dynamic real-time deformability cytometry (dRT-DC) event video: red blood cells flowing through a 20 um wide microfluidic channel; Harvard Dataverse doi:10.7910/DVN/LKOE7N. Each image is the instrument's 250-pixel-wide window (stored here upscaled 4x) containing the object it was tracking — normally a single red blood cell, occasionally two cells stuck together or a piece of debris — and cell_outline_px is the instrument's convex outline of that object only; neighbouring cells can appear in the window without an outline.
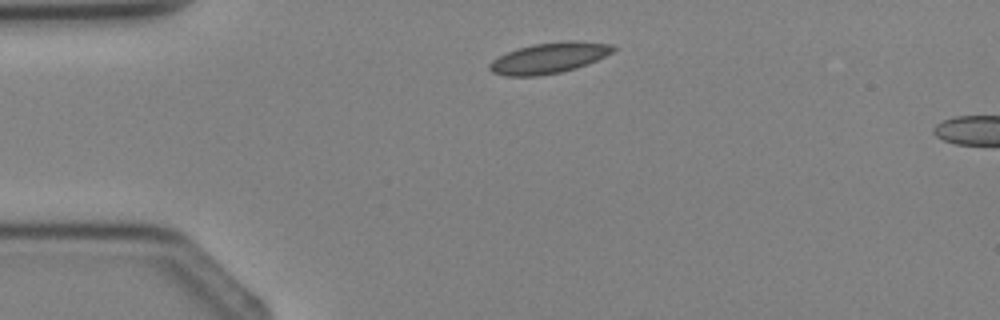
{"species": "Egyptian fruit bat (a non-hibernating species)", "species_latin": "Rousettus aegyptiacus", "temperature_condition": "cold", "stored_images_in_passage": 2, "camera_frame_rate_fps": 3000, "um_per_image_px": 0.085, "animal": {"sex": "female"}, "frame": {"image": 1, "passage_image": 1, "time_ms": 0.0, "image_size_px": [1000, 320], "cell_outline_px": [[616, 48], [612, 52], [596, 60], [576, 68], [560, 72], [536, 76], [504, 76], [492, 72], [488, 68], [488, 64], [492, 60], [508, 52], [532, 44], [564, 40], [576, 40], [612, 44]], "centroid_in_image_um": [46.66, 4.92], "position_along_channel_um": 38.3, "area_um2": 22.08}}